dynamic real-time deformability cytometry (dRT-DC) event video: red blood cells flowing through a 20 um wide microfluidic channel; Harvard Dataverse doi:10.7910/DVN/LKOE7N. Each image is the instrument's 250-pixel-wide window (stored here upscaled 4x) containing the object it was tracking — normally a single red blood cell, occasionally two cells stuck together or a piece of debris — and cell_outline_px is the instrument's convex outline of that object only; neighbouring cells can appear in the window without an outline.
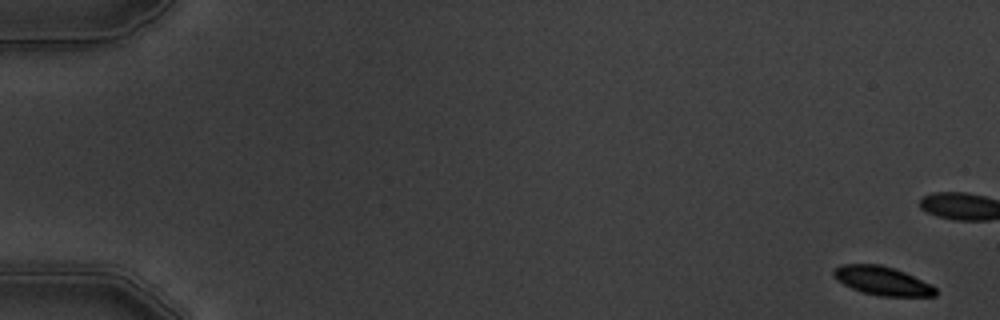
{"species": "common noctule bat (a hibernating species)", "species_latin": "Nyctalus noctula", "temperature_condition": "warm", "stored_images_in_passage": 12, "camera_frame_rate_fps": 3000, "um_per_image_px": 0.085, "animal": {"sex": "male", "body_mass_g": 19.5, "forearm_length_mm": 54.6}, "frame": {"image": 1, "passage_image": 1, "time_ms": 0.0, "image_size_px": [1000, 320], "cell_outline_px": [[936, 296], [880, 296], [864, 292], [852, 288], [836, 280], [832, 272], [840, 264], [880, 264], [904, 272], [932, 284], [936, 288]], "centroid_in_image_um": [75.0, 23.86], "position_along_channel_um": 10.0, "area_um2": 16.94}}